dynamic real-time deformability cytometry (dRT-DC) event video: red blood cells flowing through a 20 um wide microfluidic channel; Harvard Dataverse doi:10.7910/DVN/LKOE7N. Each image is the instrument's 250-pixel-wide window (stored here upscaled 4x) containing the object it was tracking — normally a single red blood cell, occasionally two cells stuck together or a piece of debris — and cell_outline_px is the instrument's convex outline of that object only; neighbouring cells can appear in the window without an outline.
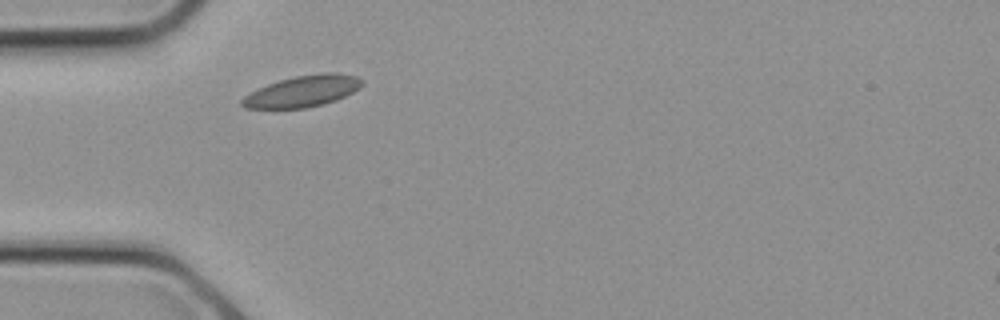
{"species": "common noctule bat (a hibernating species)", "species_latin": "Nyctalus noctula", "temperature_condition": "cold", "stored_images_in_passage": 1, "camera_frame_rate_fps": 3000, "um_per_image_px": 0.085, "animal": {"sex": "female", "body_mass_g": 21.9}, "frame": {"image": 1, "passage_image": 1, "time_ms": 0.0, "image_size_px": [1000, 320], "cell_outline_px": [[364, 84], [360, 88], [336, 100], [324, 104], [308, 108], [244, 108], [240, 104], [240, 100], [244, 96], [268, 84], [280, 80], [296, 76], [324, 72], [336, 72], [356, 76], [364, 80]], "centroid_in_image_um": [25.76, 7.75], "position_along_channel_um": 59.2, "area_um2": 21.91}}